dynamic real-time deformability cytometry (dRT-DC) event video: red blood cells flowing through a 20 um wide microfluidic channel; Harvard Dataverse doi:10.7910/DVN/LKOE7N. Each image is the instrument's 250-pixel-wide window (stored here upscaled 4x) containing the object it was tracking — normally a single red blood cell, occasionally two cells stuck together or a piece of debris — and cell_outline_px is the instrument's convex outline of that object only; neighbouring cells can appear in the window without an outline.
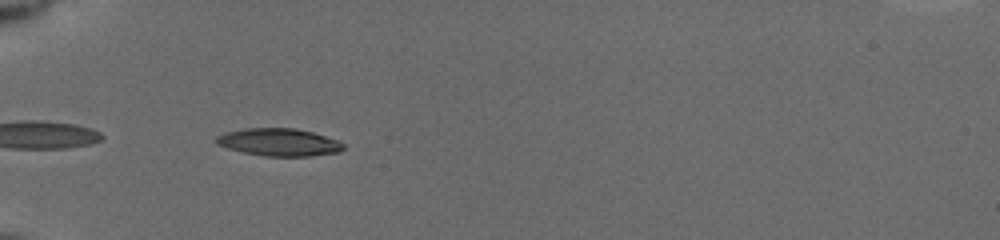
{"species": "common noctule bat (a hibernating species)", "species_latin": "Nyctalus noctula", "temperature_condition": "cold", "stored_images_in_passage": 34, "camera_frame_rate_fps": 3000, "um_per_image_px": 0.085, "animal": {"sex": "female", "body_mass_g": 19.5, "forearm_length_mm": 54.1}, "frame": {"image": 1, "passage_image": 3, "time_ms": 0.667, "image_size_px": [1000, 240], "cell_outline_px": [[344, 148], [340, 152], [308, 156], [264, 156], [244, 152], [228, 148], [216, 144], [216, 136], [224, 132], [244, 128], [296, 128], [312, 132], [340, 140], [344, 144]], "centroid_in_image_um": [23.73, 12.08], "position_along_channel_um": 61.3, "area_um2": 20.52}}
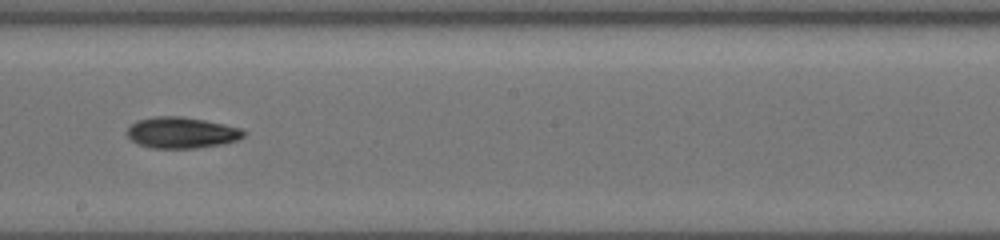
{"frame": {"image": 2, "passage_image": 18, "time_ms": 5.333, "image_size_px": [1000, 240], "cell_outline_px": [[244, 136], [236, 140], [224, 144], [196, 148], [152, 148], [136, 144], [128, 136], [128, 128], [136, 120], [156, 116], [180, 116], [204, 120], [224, 124], [240, 128], [244, 132]], "centroid_in_image_um": [15.42, 11.28], "position_along_channel_um": 232.8, "area_um2": 21.1}}
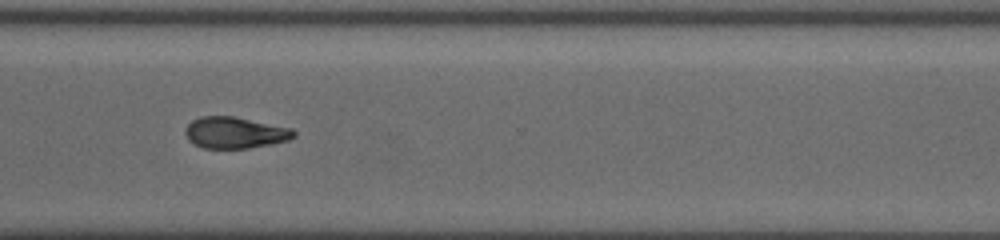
{"frame": {"image": 3, "passage_image": 28, "time_ms": 8.333, "image_size_px": [1000, 240], "cell_outline_px": [[296, 136], [288, 140], [272, 144], [248, 148], [204, 148], [188, 140], [184, 132], [184, 128], [192, 120], [200, 116], [232, 116], [292, 128], [296, 132]], "centroid_in_image_um": [19.96, 11.27], "position_along_channel_um": 350.6, "area_um2": 19.88}, "authors_computed_cell_mechanics": {"area_um2": 20.6057, "velocity_mm_per_s": 3.9414, "shape_relaxation_time_tau1_ms": 3.9124, "shape_relaxation_time_tau2_ms": null, "deformation_change_tau1": 0.1191, "deformation_change_tau2": null}}